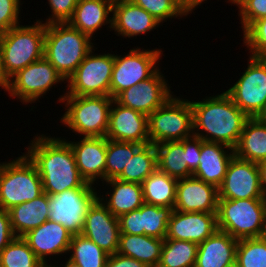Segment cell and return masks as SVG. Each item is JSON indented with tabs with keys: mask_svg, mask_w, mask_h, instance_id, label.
Returning <instances> with one entry per match:
<instances>
[{
	"mask_svg": "<svg viewBox=\"0 0 266 267\" xmlns=\"http://www.w3.org/2000/svg\"><path fill=\"white\" fill-rule=\"evenodd\" d=\"M157 153V169L177 180L192 176L187 166L184 139L167 141L155 145Z\"/></svg>",
	"mask_w": 266,
	"mask_h": 267,
	"instance_id": "cell-31",
	"label": "cell"
},
{
	"mask_svg": "<svg viewBox=\"0 0 266 267\" xmlns=\"http://www.w3.org/2000/svg\"><path fill=\"white\" fill-rule=\"evenodd\" d=\"M92 186L86 182L81 188L48 195L49 220L60 223L72 235L81 234L87 210L98 198Z\"/></svg>",
	"mask_w": 266,
	"mask_h": 267,
	"instance_id": "cell-11",
	"label": "cell"
},
{
	"mask_svg": "<svg viewBox=\"0 0 266 267\" xmlns=\"http://www.w3.org/2000/svg\"><path fill=\"white\" fill-rule=\"evenodd\" d=\"M93 50L67 80L64 96H110L114 54L98 55Z\"/></svg>",
	"mask_w": 266,
	"mask_h": 267,
	"instance_id": "cell-10",
	"label": "cell"
},
{
	"mask_svg": "<svg viewBox=\"0 0 266 267\" xmlns=\"http://www.w3.org/2000/svg\"><path fill=\"white\" fill-rule=\"evenodd\" d=\"M163 75L158 69L150 78L120 92L114 100L144 115L152 114L174 96Z\"/></svg>",
	"mask_w": 266,
	"mask_h": 267,
	"instance_id": "cell-15",
	"label": "cell"
},
{
	"mask_svg": "<svg viewBox=\"0 0 266 267\" xmlns=\"http://www.w3.org/2000/svg\"><path fill=\"white\" fill-rule=\"evenodd\" d=\"M80 139L79 142L68 141V143L73 150L81 177L92 185L99 179L104 182L107 138L82 137Z\"/></svg>",
	"mask_w": 266,
	"mask_h": 267,
	"instance_id": "cell-21",
	"label": "cell"
},
{
	"mask_svg": "<svg viewBox=\"0 0 266 267\" xmlns=\"http://www.w3.org/2000/svg\"><path fill=\"white\" fill-rule=\"evenodd\" d=\"M149 143L181 141L193 136V109L191 102L178 97L169 98L148 115Z\"/></svg>",
	"mask_w": 266,
	"mask_h": 267,
	"instance_id": "cell-8",
	"label": "cell"
},
{
	"mask_svg": "<svg viewBox=\"0 0 266 267\" xmlns=\"http://www.w3.org/2000/svg\"><path fill=\"white\" fill-rule=\"evenodd\" d=\"M197 253V243L164 239L157 267H195Z\"/></svg>",
	"mask_w": 266,
	"mask_h": 267,
	"instance_id": "cell-34",
	"label": "cell"
},
{
	"mask_svg": "<svg viewBox=\"0 0 266 267\" xmlns=\"http://www.w3.org/2000/svg\"><path fill=\"white\" fill-rule=\"evenodd\" d=\"M106 267H148L132 257L124 256L119 253L111 254L108 257Z\"/></svg>",
	"mask_w": 266,
	"mask_h": 267,
	"instance_id": "cell-46",
	"label": "cell"
},
{
	"mask_svg": "<svg viewBox=\"0 0 266 267\" xmlns=\"http://www.w3.org/2000/svg\"><path fill=\"white\" fill-rule=\"evenodd\" d=\"M134 4L145 9L160 23L166 19L187 16L188 13L176 0H131Z\"/></svg>",
	"mask_w": 266,
	"mask_h": 267,
	"instance_id": "cell-39",
	"label": "cell"
},
{
	"mask_svg": "<svg viewBox=\"0 0 266 267\" xmlns=\"http://www.w3.org/2000/svg\"><path fill=\"white\" fill-rule=\"evenodd\" d=\"M31 142L26 155L38 169L43 192L54 195L68 189L81 188L86 183L76 166L73 150L65 138L63 140L42 134Z\"/></svg>",
	"mask_w": 266,
	"mask_h": 267,
	"instance_id": "cell-1",
	"label": "cell"
},
{
	"mask_svg": "<svg viewBox=\"0 0 266 267\" xmlns=\"http://www.w3.org/2000/svg\"><path fill=\"white\" fill-rule=\"evenodd\" d=\"M227 267H239V266H238V264L235 262V263H233V264H231V265H229V266H227Z\"/></svg>",
	"mask_w": 266,
	"mask_h": 267,
	"instance_id": "cell-52",
	"label": "cell"
},
{
	"mask_svg": "<svg viewBox=\"0 0 266 267\" xmlns=\"http://www.w3.org/2000/svg\"><path fill=\"white\" fill-rule=\"evenodd\" d=\"M237 242L230 234L217 230L198 244L195 267H227L235 263Z\"/></svg>",
	"mask_w": 266,
	"mask_h": 267,
	"instance_id": "cell-25",
	"label": "cell"
},
{
	"mask_svg": "<svg viewBox=\"0 0 266 267\" xmlns=\"http://www.w3.org/2000/svg\"><path fill=\"white\" fill-rule=\"evenodd\" d=\"M62 266H64V267H81V266H79L77 263L73 262L69 258H68V261H66L65 265H62Z\"/></svg>",
	"mask_w": 266,
	"mask_h": 267,
	"instance_id": "cell-50",
	"label": "cell"
},
{
	"mask_svg": "<svg viewBox=\"0 0 266 267\" xmlns=\"http://www.w3.org/2000/svg\"><path fill=\"white\" fill-rule=\"evenodd\" d=\"M79 0H48L51 16L44 24L65 23L72 17L76 4Z\"/></svg>",
	"mask_w": 266,
	"mask_h": 267,
	"instance_id": "cell-43",
	"label": "cell"
},
{
	"mask_svg": "<svg viewBox=\"0 0 266 267\" xmlns=\"http://www.w3.org/2000/svg\"><path fill=\"white\" fill-rule=\"evenodd\" d=\"M38 267H57V266H55V265H49L47 262H42Z\"/></svg>",
	"mask_w": 266,
	"mask_h": 267,
	"instance_id": "cell-51",
	"label": "cell"
},
{
	"mask_svg": "<svg viewBox=\"0 0 266 267\" xmlns=\"http://www.w3.org/2000/svg\"><path fill=\"white\" fill-rule=\"evenodd\" d=\"M91 40L67 22L46 24L44 57L67 81L93 49Z\"/></svg>",
	"mask_w": 266,
	"mask_h": 267,
	"instance_id": "cell-3",
	"label": "cell"
},
{
	"mask_svg": "<svg viewBox=\"0 0 266 267\" xmlns=\"http://www.w3.org/2000/svg\"><path fill=\"white\" fill-rule=\"evenodd\" d=\"M180 6L188 13H192L193 9L200 6L203 1L207 0H176Z\"/></svg>",
	"mask_w": 266,
	"mask_h": 267,
	"instance_id": "cell-47",
	"label": "cell"
},
{
	"mask_svg": "<svg viewBox=\"0 0 266 267\" xmlns=\"http://www.w3.org/2000/svg\"><path fill=\"white\" fill-rule=\"evenodd\" d=\"M236 263L239 267H266V235L238 240Z\"/></svg>",
	"mask_w": 266,
	"mask_h": 267,
	"instance_id": "cell-38",
	"label": "cell"
},
{
	"mask_svg": "<svg viewBox=\"0 0 266 267\" xmlns=\"http://www.w3.org/2000/svg\"><path fill=\"white\" fill-rule=\"evenodd\" d=\"M243 75L225 93L249 118L266 115V58H249Z\"/></svg>",
	"mask_w": 266,
	"mask_h": 267,
	"instance_id": "cell-9",
	"label": "cell"
},
{
	"mask_svg": "<svg viewBox=\"0 0 266 267\" xmlns=\"http://www.w3.org/2000/svg\"><path fill=\"white\" fill-rule=\"evenodd\" d=\"M8 213L14 234L22 237L49 220L48 194L43 192L31 201L15 205Z\"/></svg>",
	"mask_w": 266,
	"mask_h": 267,
	"instance_id": "cell-28",
	"label": "cell"
},
{
	"mask_svg": "<svg viewBox=\"0 0 266 267\" xmlns=\"http://www.w3.org/2000/svg\"><path fill=\"white\" fill-rule=\"evenodd\" d=\"M204 141L201 138L192 136L190 138L184 139V152H186L187 166L188 169L193 173L200 160L201 145Z\"/></svg>",
	"mask_w": 266,
	"mask_h": 267,
	"instance_id": "cell-44",
	"label": "cell"
},
{
	"mask_svg": "<svg viewBox=\"0 0 266 267\" xmlns=\"http://www.w3.org/2000/svg\"><path fill=\"white\" fill-rule=\"evenodd\" d=\"M21 0H0V35L19 26Z\"/></svg>",
	"mask_w": 266,
	"mask_h": 267,
	"instance_id": "cell-42",
	"label": "cell"
},
{
	"mask_svg": "<svg viewBox=\"0 0 266 267\" xmlns=\"http://www.w3.org/2000/svg\"><path fill=\"white\" fill-rule=\"evenodd\" d=\"M259 171H260V179H261V186L266 196V160L258 163Z\"/></svg>",
	"mask_w": 266,
	"mask_h": 267,
	"instance_id": "cell-49",
	"label": "cell"
},
{
	"mask_svg": "<svg viewBox=\"0 0 266 267\" xmlns=\"http://www.w3.org/2000/svg\"><path fill=\"white\" fill-rule=\"evenodd\" d=\"M177 181L156 169L142 182L144 203L174 209Z\"/></svg>",
	"mask_w": 266,
	"mask_h": 267,
	"instance_id": "cell-32",
	"label": "cell"
},
{
	"mask_svg": "<svg viewBox=\"0 0 266 267\" xmlns=\"http://www.w3.org/2000/svg\"><path fill=\"white\" fill-rule=\"evenodd\" d=\"M15 237L8 210L0 209V253Z\"/></svg>",
	"mask_w": 266,
	"mask_h": 267,
	"instance_id": "cell-45",
	"label": "cell"
},
{
	"mask_svg": "<svg viewBox=\"0 0 266 267\" xmlns=\"http://www.w3.org/2000/svg\"><path fill=\"white\" fill-rule=\"evenodd\" d=\"M239 8L243 31L254 21L266 16V0H228Z\"/></svg>",
	"mask_w": 266,
	"mask_h": 267,
	"instance_id": "cell-41",
	"label": "cell"
},
{
	"mask_svg": "<svg viewBox=\"0 0 266 267\" xmlns=\"http://www.w3.org/2000/svg\"><path fill=\"white\" fill-rule=\"evenodd\" d=\"M174 209L144 203L139 209L121 215L120 232L124 234L148 235L165 239L167 225Z\"/></svg>",
	"mask_w": 266,
	"mask_h": 267,
	"instance_id": "cell-17",
	"label": "cell"
},
{
	"mask_svg": "<svg viewBox=\"0 0 266 267\" xmlns=\"http://www.w3.org/2000/svg\"><path fill=\"white\" fill-rule=\"evenodd\" d=\"M113 0H79L68 24L91 38L100 27L109 24L112 28Z\"/></svg>",
	"mask_w": 266,
	"mask_h": 267,
	"instance_id": "cell-26",
	"label": "cell"
},
{
	"mask_svg": "<svg viewBox=\"0 0 266 267\" xmlns=\"http://www.w3.org/2000/svg\"><path fill=\"white\" fill-rule=\"evenodd\" d=\"M243 39L251 57L266 58V16L252 22L243 31Z\"/></svg>",
	"mask_w": 266,
	"mask_h": 267,
	"instance_id": "cell-40",
	"label": "cell"
},
{
	"mask_svg": "<svg viewBox=\"0 0 266 267\" xmlns=\"http://www.w3.org/2000/svg\"><path fill=\"white\" fill-rule=\"evenodd\" d=\"M66 81L61 74L43 57L19 70L9 79L6 89L9 96L17 97L22 104L35 103L50 91L52 85Z\"/></svg>",
	"mask_w": 266,
	"mask_h": 267,
	"instance_id": "cell-13",
	"label": "cell"
},
{
	"mask_svg": "<svg viewBox=\"0 0 266 267\" xmlns=\"http://www.w3.org/2000/svg\"><path fill=\"white\" fill-rule=\"evenodd\" d=\"M120 233L118 218L97 198L87 210L81 234L111 255L118 251Z\"/></svg>",
	"mask_w": 266,
	"mask_h": 267,
	"instance_id": "cell-16",
	"label": "cell"
},
{
	"mask_svg": "<svg viewBox=\"0 0 266 267\" xmlns=\"http://www.w3.org/2000/svg\"><path fill=\"white\" fill-rule=\"evenodd\" d=\"M157 169V153L155 145H142L129 159L119 180L142 184V182Z\"/></svg>",
	"mask_w": 266,
	"mask_h": 267,
	"instance_id": "cell-33",
	"label": "cell"
},
{
	"mask_svg": "<svg viewBox=\"0 0 266 267\" xmlns=\"http://www.w3.org/2000/svg\"><path fill=\"white\" fill-rule=\"evenodd\" d=\"M22 238L41 262H48L49 255L69 253L72 234L60 223L47 220Z\"/></svg>",
	"mask_w": 266,
	"mask_h": 267,
	"instance_id": "cell-22",
	"label": "cell"
},
{
	"mask_svg": "<svg viewBox=\"0 0 266 267\" xmlns=\"http://www.w3.org/2000/svg\"><path fill=\"white\" fill-rule=\"evenodd\" d=\"M42 22L19 25L0 35L3 69L8 79L44 57L45 24Z\"/></svg>",
	"mask_w": 266,
	"mask_h": 267,
	"instance_id": "cell-5",
	"label": "cell"
},
{
	"mask_svg": "<svg viewBox=\"0 0 266 267\" xmlns=\"http://www.w3.org/2000/svg\"><path fill=\"white\" fill-rule=\"evenodd\" d=\"M69 252V259L81 267H106L109 257L107 252L82 234L72 235Z\"/></svg>",
	"mask_w": 266,
	"mask_h": 267,
	"instance_id": "cell-35",
	"label": "cell"
},
{
	"mask_svg": "<svg viewBox=\"0 0 266 267\" xmlns=\"http://www.w3.org/2000/svg\"><path fill=\"white\" fill-rule=\"evenodd\" d=\"M141 144L107 139L105 181L118 178Z\"/></svg>",
	"mask_w": 266,
	"mask_h": 267,
	"instance_id": "cell-36",
	"label": "cell"
},
{
	"mask_svg": "<svg viewBox=\"0 0 266 267\" xmlns=\"http://www.w3.org/2000/svg\"><path fill=\"white\" fill-rule=\"evenodd\" d=\"M237 158L259 163L266 160V118H249L234 148Z\"/></svg>",
	"mask_w": 266,
	"mask_h": 267,
	"instance_id": "cell-29",
	"label": "cell"
},
{
	"mask_svg": "<svg viewBox=\"0 0 266 267\" xmlns=\"http://www.w3.org/2000/svg\"><path fill=\"white\" fill-rule=\"evenodd\" d=\"M8 83H9V79L5 76V72L3 69L2 48L0 44V87L6 90Z\"/></svg>",
	"mask_w": 266,
	"mask_h": 267,
	"instance_id": "cell-48",
	"label": "cell"
},
{
	"mask_svg": "<svg viewBox=\"0 0 266 267\" xmlns=\"http://www.w3.org/2000/svg\"><path fill=\"white\" fill-rule=\"evenodd\" d=\"M66 105L61 123L83 137H106L109 113L113 102L110 96H61Z\"/></svg>",
	"mask_w": 266,
	"mask_h": 267,
	"instance_id": "cell-6",
	"label": "cell"
},
{
	"mask_svg": "<svg viewBox=\"0 0 266 267\" xmlns=\"http://www.w3.org/2000/svg\"><path fill=\"white\" fill-rule=\"evenodd\" d=\"M266 198L264 195L258 163L234 156L226 175L218 188V199Z\"/></svg>",
	"mask_w": 266,
	"mask_h": 267,
	"instance_id": "cell-14",
	"label": "cell"
},
{
	"mask_svg": "<svg viewBox=\"0 0 266 267\" xmlns=\"http://www.w3.org/2000/svg\"><path fill=\"white\" fill-rule=\"evenodd\" d=\"M227 150H230V152ZM234 156V149L228 145L204 141L201 145L199 165L192 176L218 189Z\"/></svg>",
	"mask_w": 266,
	"mask_h": 267,
	"instance_id": "cell-24",
	"label": "cell"
},
{
	"mask_svg": "<svg viewBox=\"0 0 266 267\" xmlns=\"http://www.w3.org/2000/svg\"><path fill=\"white\" fill-rule=\"evenodd\" d=\"M162 50L130 49L127 55L114 54V65L110 83V97L113 99L123 90L150 78L159 68ZM156 65V66H155Z\"/></svg>",
	"mask_w": 266,
	"mask_h": 267,
	"instance_id": "cell-12",
	"label": "cell"
},
{
	"mask_svg": "<svg viewBox=\"0 0 266 267\" xmlns=\"http://www.w3.org/2000/svg\"><path fill=\"white\" fill-rule=\"evenodd\" d=\"M190 102L193 109V135L203 141L222 143L234 149L249 117L225 92Z\"/></svg>",
	"mask_w": 266,
	"mask_h": 267,
	"instance_id": "cell-2",
	"label": "cell"
},
{
	"mask_svg": "<svg viewBox=\"0 0 266 267\" xmlns=\"http://www.w3.org/2000/svg\"><path fill=\"white\" fill-rule=\"evenodd\" d=\"M112 29L123 37L140 36L156 29L160 22L131 0H116L112 7Z\"/></svg>",
	"mask_w": 266,
	"mask_h": 267,
	"instance_id": "cell-23",
	"label": "cell"
},
{
	"mask_svg": "<svg viewBox=\"0 0 266 267\" xmlns=\"http://www.w3.org/2000/svg\"><path fill=\"white\" fill-rule=\"evenodd\" d=\"M164 239L148 235L120 233L117 253L132 257L148 267H157Z\"/></svg>",
	"mask_w": 266,
	"mask_h": 267,
	"instance_id": "cell-30",
	"label": "cell"
},
{
	"mask_svg": "<svg viewBox=\"0 0 266 267\" xmlns=\"http://www.w3.org/2000/svg\"><path fill=\"white\" fill-rule=\"evenodd\" d=\"M42 193L43 185L38 169L26 154L0 163V209L9 210Z\"/></svg>",
	"mask_w": 266,
	"mask_h": 267,
	"instance_id": "cell-7",
	"label": "cell"
},
{
	"mask_svg": "<svg viewBox=\"0 0 266 267\" xmlns=\"http://www.w3.org/2000/svg\"><path fill=\"white\" fill-rule=\"evenodd\" d=\"M106 138L120 142L148 144V116L121 106L113 99Z\"/></svg>",
	"mask_w": 266,
	"mask_h": 267,
	"instance_id": "cell-19",
	"label": "cell"
},
{
	"mask_svg": "<svg viewBox=\"0 0 266 267\" xmlns=\"http://www.w3.org/2000/svg\"><path fill=\"white\" fill-rule=\"evenodd\" d=\"M217 206L218 189L215 186L194 176L177 181L174 210L217 213Z\"/></svg>",
	"mask_w": 266,
	"mask_h": 267,
	"instance_id": "cell-20",
	"label": "cell"
},
{
	"mask_svg": "<svg viewBox=\"0 0 266 267\" xmlns=\"http://www.w3.org/2000/svg\"><path fill=\"white\" fill-rule=\"evenodd\" d=\"M217 230L216 213L173 210L165 239L185 240L200 244Z\"/></svg>",
	"mask_w": 266,
	"mask_h": 267,
	"instance_id": "cell-18",
	"label": "cell"
},
{
	"mask_svg": "<svg viewBox=\"0 0 266 267\" xmlns=\"http://www.w3.org/2000/svg\"><path fill=\"white\" fill-rule=\"evenodd\" d=\"M218 230L234 239L266 235V198L218 199Z\"/></svg>",
	"mask_w": 266,
	"mask_h": 267,
	"instance_id": "cell-4",
	"label": "cell"
},
{
	"mask_svg": "<svg viewBox=\"0 0 266 267\" xmlns=\"http://www.w3.org/2000/svg\"><path fill=\"white\" fill-rule=\"evenodd\" d=\"M112 189V192L106 194L109 198L98 199L102 204L117 218L130 211L139 209L144 204L142 184L134 182H126L118 178L105 181ZM105 200V201H104Z\"/></svg>",
	"mask_w": 266,
	"mask_h": 267,
	"instance_id": "cell-27",
	"label": "cell"
},
{
	"mask_svg": "<svg viewBox=\"0 0 266 267\" xmlns=\"http://www.w3.org/2000/svg\"><path fill=\"white\" fill-rule=\"evenodd\" d=\"M41 263L22 237H15L0 253V267H38Z\"/></svg>",
	"mask_w": 266,
	"mask_h": 267,
	"instance_id": "cell-37",
	"label": "cell"
}]
</instances>
